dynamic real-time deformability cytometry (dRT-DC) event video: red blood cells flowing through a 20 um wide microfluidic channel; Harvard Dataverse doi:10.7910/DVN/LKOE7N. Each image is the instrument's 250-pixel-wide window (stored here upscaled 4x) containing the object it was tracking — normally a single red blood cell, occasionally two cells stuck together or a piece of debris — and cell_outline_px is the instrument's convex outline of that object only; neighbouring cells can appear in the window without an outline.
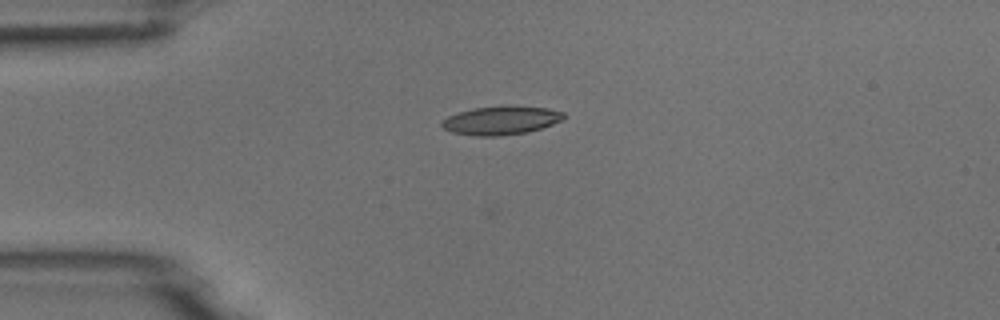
{"species": "common noctule bat (a hibernating species)", "species_latin": "Nyctalus noctula", "temperature_condition": "room temperature", "stored_images_in_passage": 10, "camera_frame_rate_fps": 3000, "um_per_image_px": 0.085, "animal": {"sex": "male", "body_mass_g": 18.8}, "frame": {"image": 1, "passage_image": 5, "time_ms": 4.667, "image_size_px": [1000, 320], "cell_outline_px": [[564, 120], [528, 132], [500, 136], [472, 136], [452, 132], [444, 128], [440, 124], [448, 116], [472, 108], [512, 104], [544, 108], [564, 112]], "centroid_in_image_um": [42.6, 10.22], "position_along_channel_um": 42.4, "area_um2": 20.52}}
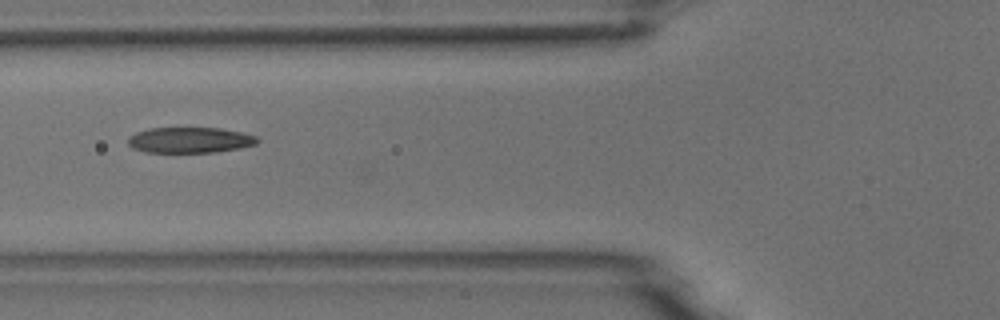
{"frame": {"image": 2, "passage_image": 7, "time_ms": 7.0, "image_size_px": [1000, 320], "cell_outline_px": [[260, 140], [256, 144], [240, 148], [216, 152], [144, 152], [132, 148], [128, 144], [128, 136], [136, 132], [148, 128], [220, 128], [240, 132], [256, 136]], "centroid_in_image_um": [16.12, 11.9], "position_along_channel_um": 109.7, "area_um2": 19.42}}
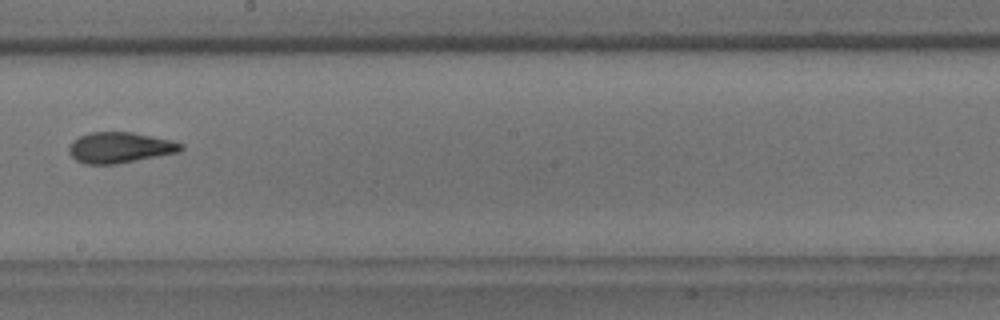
{"frame": {"image": 3, "passage_image": 10, "time_ms": 10.333, "image_size_px": [1000, 320], "cell_outline_px": [[184, 148], [180, 152], [116, 164], [84, 164], [76, 160], [68, 152], [68, 148], [72, 140], [80, 136], [92, 132], [132, 132], [172, 140], [184, 144]], "centroid_in_image_um": [10.2, 12.54], "position_along_channel_um": 238.0, "area_um2": 20.17}}